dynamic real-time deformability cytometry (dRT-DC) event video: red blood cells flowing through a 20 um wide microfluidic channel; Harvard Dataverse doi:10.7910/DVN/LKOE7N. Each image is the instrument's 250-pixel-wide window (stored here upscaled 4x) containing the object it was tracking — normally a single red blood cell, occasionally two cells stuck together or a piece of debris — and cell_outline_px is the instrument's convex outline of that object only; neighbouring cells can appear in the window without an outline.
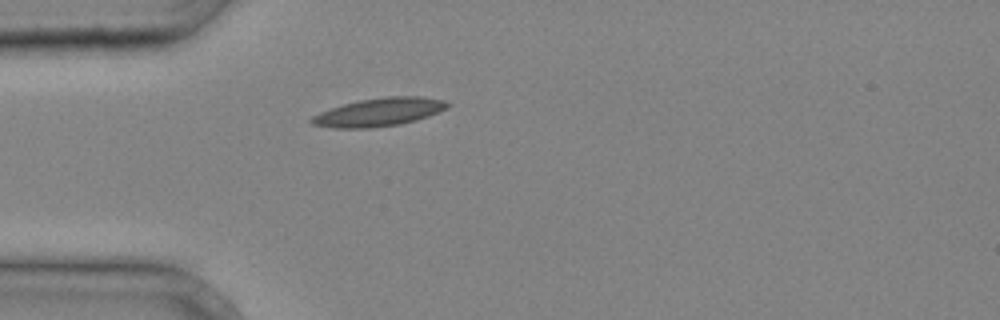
{"species": "common noctule bat (a hibernating species)", "species_latin": "Nyctalus noctula", "temperature_condition": "cold", "stored_images_in_passage": 1, "camera_frame_rate_fps": 3000, "um_per_image_px": 0.085, "animal": {"sex": "male", "body_mass_g": 20.4}, "frame": {"image": 1, "passage_image": 1, "time_ms": 0.0, "image_size_px": [1000, 320], "cell_outline_px": [[452, 104], [448, 108], [428, 116], [416, 120], [400, 124], [368, 128], [336, 128], [312, 124], [308, 120], [312, 116], [320, 112], [344, 104], [360, 100], [384, 96], [420, 96], [444, 100]], "centroid_in_image_um": [32.25, 9.52], "position_along_channel_um": 52.8, "area_um2": 22.31}}